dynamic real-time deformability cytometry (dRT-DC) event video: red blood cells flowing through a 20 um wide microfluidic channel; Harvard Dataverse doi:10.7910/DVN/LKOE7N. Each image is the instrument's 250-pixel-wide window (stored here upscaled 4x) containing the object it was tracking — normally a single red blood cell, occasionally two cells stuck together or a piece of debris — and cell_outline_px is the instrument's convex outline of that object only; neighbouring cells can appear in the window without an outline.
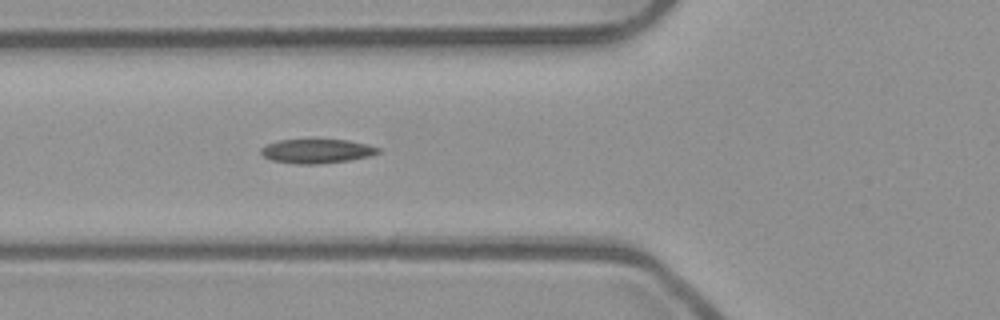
{"species": "common noctule bat (a hibernating species)", "species_latin": "Nyctalus noctula", "temperature_condition": "room temperature", "stored_images_in_passage": 41, "segment_of_instrument_passage": [1, 2], "camera_frame_rate_fps": 3000, "um_per_image_px": 0.085, "animal": {"sex": "male", "body_mass_g": 23.1, "forearm_length_mm": 52.7}, "frame": {"image": 1, "passage_image": 7, "time_ms": 2.0, "image_size_px": [1000, 320], "cell_outline_px": [[380, 152], [372, 156], [352, 160], [316, 164], [296, 164], [272, 160], [264, 156], [260, 152], [260, 148], [268, 144], [280, 140], [348, 140], [368, 144], [380, 148]], "centroid_in_image_um": [26.97, 12.85], "position_along_channel_um": 98.8, "area_um2": 16.53}}
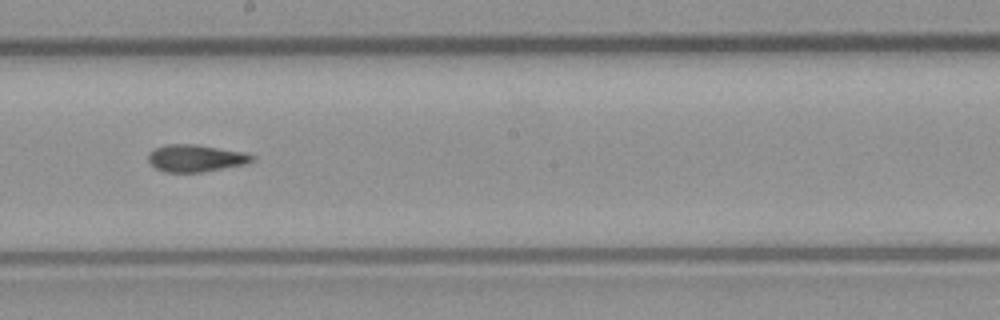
{"frame": {"image": 2, "passage_image": 17, "time_ms": 5.333, "image_size_px": [1000, 320], "cell_outline_px": [[256, 160], [248, 164], [204, 172], [164, 172], [156, 168], [148, 160], [148, 152], [156, 148], [168, 144], [196, 144], [244, 152], [256, 156]], "centroid_in_image_um": [16.69, 13.45], "position_along_channel_um": 231.5, "area_um2": 16.65}}
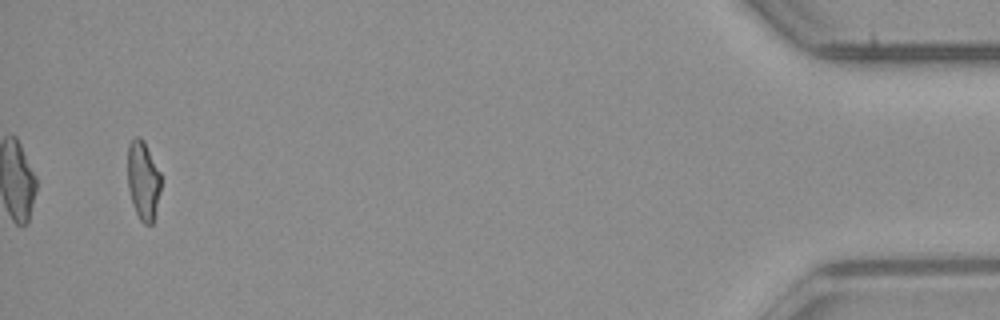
{"frame": {"image": 3, "passage_image": 38, "time_ms": 12.333, "image_size_px": [1000, 320], "cell_outline_px": [[160, 192], [152, 224], [144, 224], [140, 220], [132, 204], [128, 188], [128, 144], [136, 136], [140, 136], [144, 140], [160, 172]], "centroid_in_image_um": [12.16, 15.32], "position_along_channel_um": 423.0, "area_um2": 15.26}}